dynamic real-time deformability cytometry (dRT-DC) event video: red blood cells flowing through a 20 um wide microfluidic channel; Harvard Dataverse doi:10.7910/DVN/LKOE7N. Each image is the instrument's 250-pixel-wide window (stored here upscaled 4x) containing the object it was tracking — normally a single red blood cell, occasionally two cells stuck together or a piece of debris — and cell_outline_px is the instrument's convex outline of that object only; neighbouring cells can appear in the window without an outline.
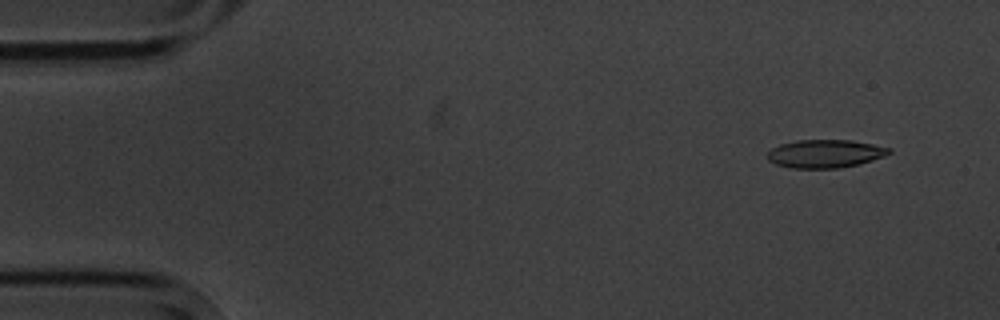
{"species": "common noctule bat (a hibernating species)", "species_latin": "Nyctalus noctula", "temperature_condition": "cold", "stored_images_in_passage": 14, "camera_frame_rate_fps": 3000, "um_per_image_px": 0.085, "animal": {"sex": "male", "body_mass_g": 20.1, "forearm_length_mm": 53.5}, "frame": {"image": 1, "passage_image": 1, "time_ms": 0.0, "image_size_px": [1000, 320], "cell_outline_px": [[892, 152], [884, 156], [860, 164], [840, 168], [792, 168], [776, 164], [768, 160], [768, 152], [772, 148], [780, 144], [796, 140], [852, 140], [892, 148]], "centroid_in_image_um": [70.15, 13.06], "position_along_channel_um": 14.8, "area_um2": 20.0}}
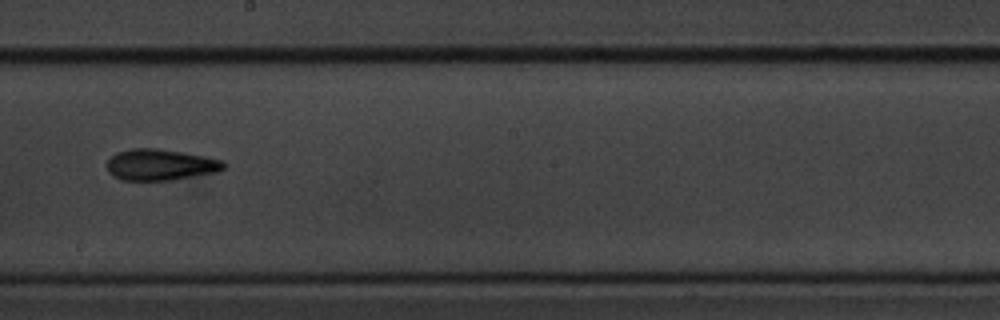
{"frame": {"image": 2, "passage_image": 8, "time_ms": 9.0, "image_size_px": [1000, 320], "cell_outline_px": [[228, 164], [220, 172], [172, 180], [120, 180], [112, 176], [108, 172], [104, 164], [116, 152], [132, 148], [156, 148], [184, 152], [224, 160]], "centroid_in_image_um": [13.64, 14.0], "position_along_channel_um": 234.6, "area_um2": 21.73}}
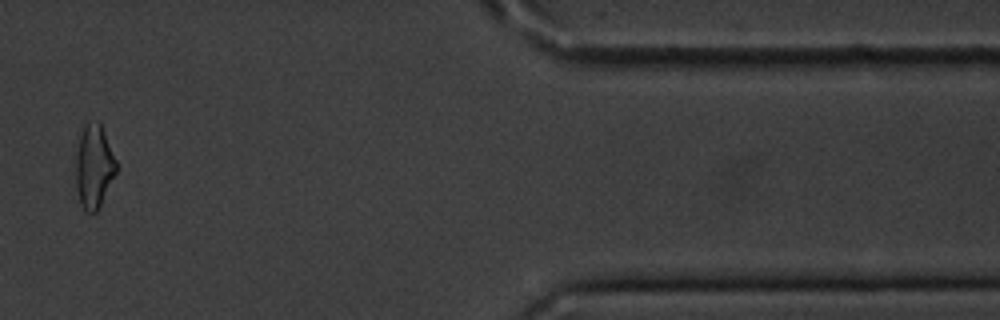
{"frame": {"image": 3, "passage_image": 13, "time_ms": 15.0, "image_size_px": [1000, 320], "cell_outline_px": [[116, 172], [96, 212], [88, 212], [80, 204], [76, 188], [76, 156], [80, 136], [84, 124], [88, 120], [100, 120], [116, 160]], "centroid_in_image_um": [7.98, 14.08], "position_along_channel_um": 403.4, "area_um2": 19.59}, "authors_computed_cell_mechanics": {"area_um2": 20.2878, "velocity_mm_per_s": 3.5334, "shape_relaxation_time_tau1_ms": 2.0258, "shape_relaxation_time_tau2_ms": null, "deformation_change_tau1": 0.108, "deformation_change_tau2": null}}